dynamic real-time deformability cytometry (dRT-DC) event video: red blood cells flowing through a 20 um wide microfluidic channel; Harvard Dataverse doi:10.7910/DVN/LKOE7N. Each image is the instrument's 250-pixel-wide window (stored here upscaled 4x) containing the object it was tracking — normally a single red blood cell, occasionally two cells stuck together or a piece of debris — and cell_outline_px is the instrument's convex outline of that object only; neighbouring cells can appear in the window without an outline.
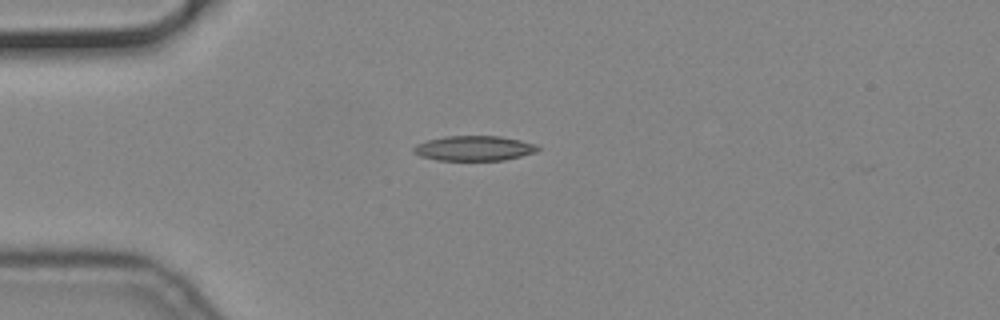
{"species": "common noctule bat (a hibernating species)", "species_latin": "Nyctalus noctula", "temperature_condition": "cold", "stored_images_in_passage": 40, "camera_frame_rate_fps": 3000, "um_per_image_px": 0.085, "animal": {"sex": "male", "body_mass_g": 19.2, "forearm_length_mm": 51.8}, "frame": {"image": 1, "passage_image": 1, "time_ms": 0.0, "image_size_px": [1000, 320], "cell_outline_px": [[540, 148], [536, 152], [504, 160], [436, 160], [420, 156], [412, 152], [412, 148], [416, 144], [428, 140], [444, 136], [500, 136], [520, 140], [536, 144]], "centroid_in_image_um": [40.27, 12.6], "position_along_channel_um": 44.7, "area_um2": 18.09}}
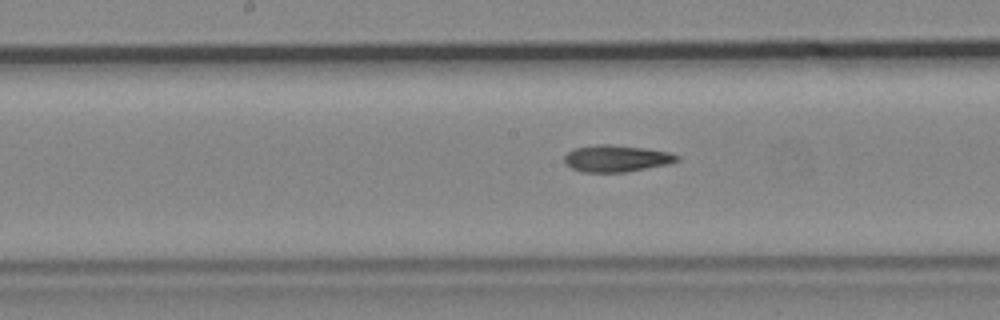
{"frame": {"image": 2, "passage_image": 15, "time_ms": 4.667, "image_size_px": [1000, 320], "cell_outline_px": [[680, 160], [668, 164], [628, 172], [584, 172], [572, 168], [564, 160], [564, 156], [572, 148], [600, 144], [608, 144], [648, 148], [668, 152], [680, 156]], "centroid_in_image_um": [52.42, 13.46], "position_along_channel_um": 195.8, "area_um2": 17.63}}
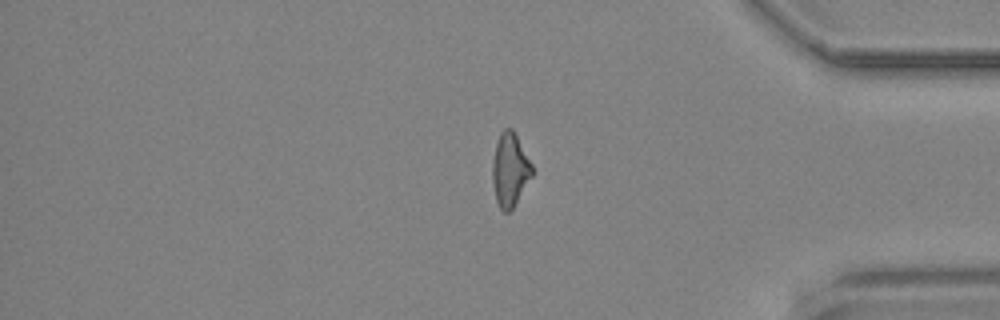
{"frame": {"image": 3, "passage_image": 33, "time_ms": 10.667, "image_size_px": [1000, 320], "cell_outline_px": [[532, 176], [512, 208], [508, 212], [504, 212], [500, 208], [496, 200], [492, 180], [492, 164], [496, 144], [500, 132], [504, 128], [512, 128], [532, 164]], "centroid_in_image_um": [43.33, 14.42], "position_along_channel_um": 391.9, "area_um2": 16.7}}